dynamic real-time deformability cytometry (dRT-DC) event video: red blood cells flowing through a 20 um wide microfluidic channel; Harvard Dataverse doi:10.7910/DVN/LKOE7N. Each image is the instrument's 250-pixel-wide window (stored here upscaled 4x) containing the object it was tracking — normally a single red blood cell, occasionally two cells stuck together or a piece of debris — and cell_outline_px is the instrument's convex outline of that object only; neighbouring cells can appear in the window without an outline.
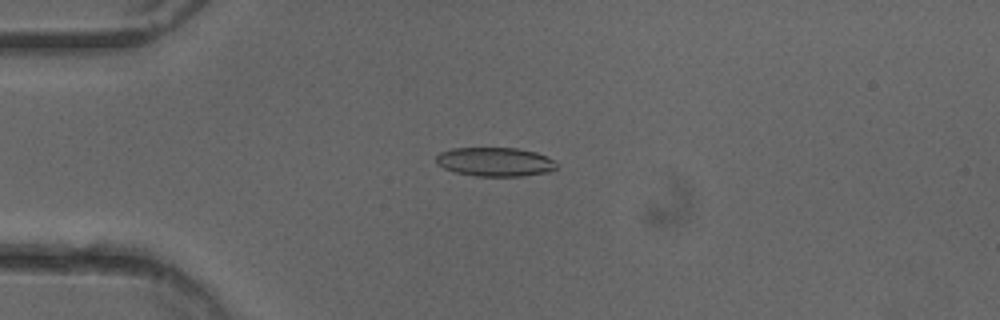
{"species": "common noctule bat (a hibernating species)", "species_latin": "Nyctalus noctula", "temperature_condition": "cold", "stored_images_in_passage": 51, "camera_frame_rate_fps": 3000, "um_per_image_px": 0.085, "animal": {"sex": "female"}, "frame": {"image": 1, "passage_image": 13, "time_ms": 4.0, "image_size_px": [1000, 320], "cell_outline_px": [[556, 168], [548, 172], [520, 176], [476, 176], [456, 172], [444, 168], [436, 164], [436, 156], [440, 152], [452, 148], [516, 148], [536, 152], [556, 160]], "centroid_in_image_um": [42.07, 13.75], "position_along_channel_um": 42.9, "area_um2": 20.35}}
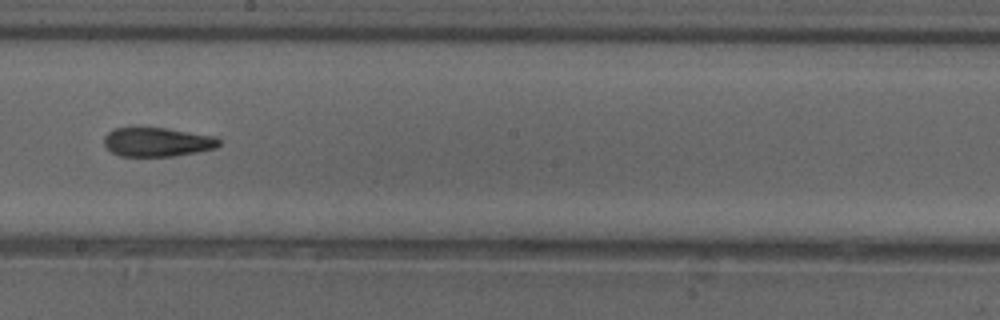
{"frame": {"image": 2, "passage_image": 29, "time_ms": 9.333, "image_size_px": [1000, 320], "cell_outline_px": [[220, 144], [216, 148], [196, 152], [172, 156], [120, 156], [112, 152], [104, 144], [104, 136], [108, 132], [116, 128], [168, 128], [216, 136], [220, 140]], "centroid_in_image_um": [13.39, 12.07], "position_along_channel_um": 234.8, "area_um2": 19.42}}
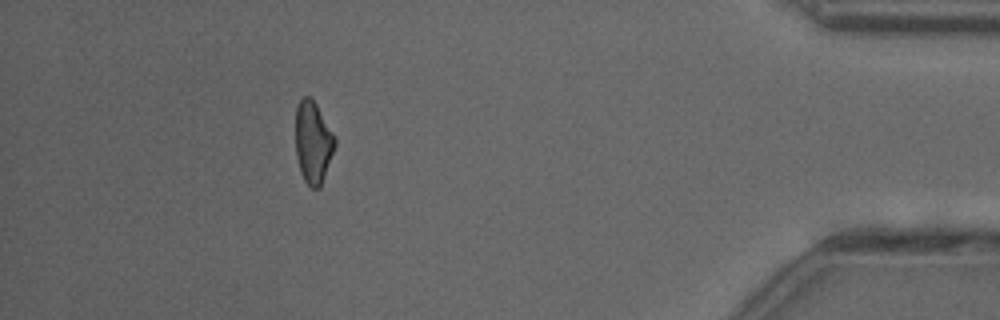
{"frame": {"image": 3, "passage_image": 46, "time_ms": 15.0, "image_size_px": [1000, 320], "cell_outline_px": [[336, 144], [320, 188], [312, 188], [304, 180], [300, 172], [296, 156], [296, 108], [300, 100], [304, 96], [308, 96], [316, 104], [336, 136]], "centroid_in_image_um": [26.61, 12.1], "position_along_channel_um": 408.6, "area_um2": 18.79}, "authors_computed_cell_mechanics": {"area_um2": 20.1722, "velocity_mm_per_s": 4.0415, "shape_relaxation_time_tau1_ms": 5.4989, "shape_relaxation_time_tau2_ms": 3.1211, "deformation_change_tau1": 0.1545, "deformation_change_tau2": 0.1175}}